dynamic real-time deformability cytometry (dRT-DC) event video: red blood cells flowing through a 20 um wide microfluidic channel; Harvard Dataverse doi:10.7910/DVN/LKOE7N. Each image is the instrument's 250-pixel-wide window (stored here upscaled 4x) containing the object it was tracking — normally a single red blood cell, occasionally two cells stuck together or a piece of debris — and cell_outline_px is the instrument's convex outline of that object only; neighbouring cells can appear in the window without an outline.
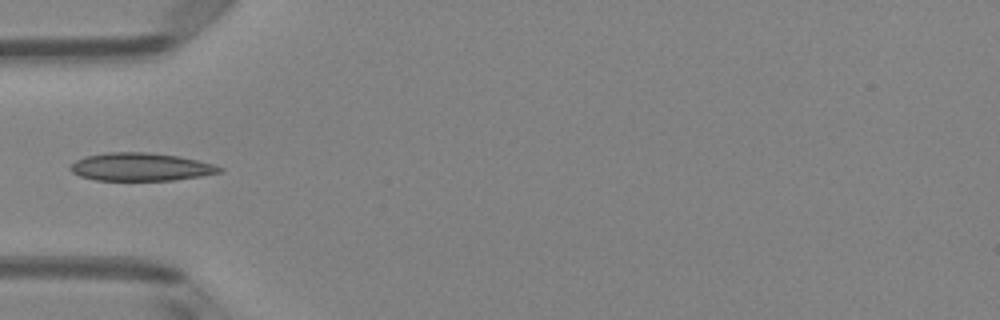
{"species": "Egyptian fruit bat (a non-hibernating species)", "species_latin": "Rousettus aegyptiacus", "temperature_condition": "room temperature", "stored_images_in_passage": 6, "camera_frame_rate_fps": 3000, "um_per_image_px": 0.085, "animal": {"sex": "female"}, "frame": {"image": 1, "passage_image": 5, "time_ms": 1.333, "image_size_px": [1000, 320], "cell_outline_px": [[224, 172], [200, 176], [172, 180], [96, 180], [80, 176], [72, 172], [68, 168], [76, 160], [84, 156], [108, 152], [148, 152], [180, 156], [212, 164], [224, 168]], "centroid_in_image_um": [11.96, 14.18], "position_along_channel_um": 73.0, "area_um2": 24.33}}
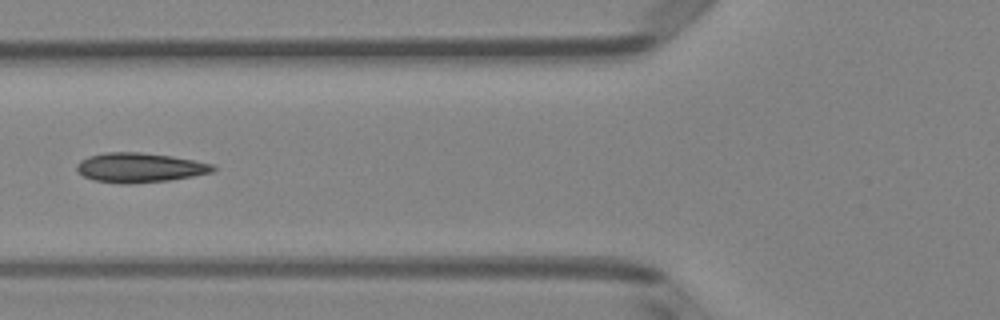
{"frame": {"image": 2, "passage_image": 6, "time_ms": 1.667, "image_size_px": [1000, 320], "cell_outline_px": [[216, 168], [212, 172], [192, 176], [168, 180], [128, 184], [120, 184], [92, 180], [76, 172], [76, 164], [80, 160], [88, 156], [104, 152], [140, 152], [172, 156], [212, 164]], "centroid_in_image_um": [11.8, 14.25], "position_along_channel_um": 114.0, "area_um2": 23.52}}